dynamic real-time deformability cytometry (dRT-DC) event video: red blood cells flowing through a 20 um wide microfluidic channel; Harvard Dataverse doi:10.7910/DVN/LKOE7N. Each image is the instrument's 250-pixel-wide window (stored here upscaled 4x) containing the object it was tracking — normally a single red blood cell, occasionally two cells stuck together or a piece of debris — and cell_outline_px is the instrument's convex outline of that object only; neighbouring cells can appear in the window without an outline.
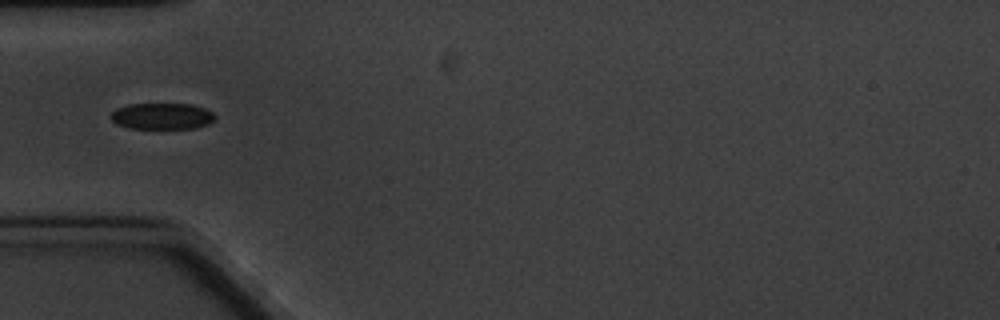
{"species": "common noctule bat (a hibernating species)", "species_latin": "Nyctalus noctula", "temperature_condition": "cold", "stored_images_in_passage": 8, "camera_frame_rate_fps": 3000, "um_per_image_px": 0.085, "animal": {"sex": "male", "body_mass_g": 20.1, "forearm_length_mm": 53.5}, "frame": {"image": 1, "passage_image": 5, "time_ms": 4.667, "image_size_px": [1000, 320], "cell_outline_px": [[216, 116], [208, 124], [196, 128], [128, 128], [116, 124], [112, 120], [112, 112], [116, 108], [128, 104], [192, 104], [204, 108], [212, 112]], "centroid_in_image_um": [13.76, 9.87], "position_along_channel_um": 71.2, "area_um2": 15.9}}